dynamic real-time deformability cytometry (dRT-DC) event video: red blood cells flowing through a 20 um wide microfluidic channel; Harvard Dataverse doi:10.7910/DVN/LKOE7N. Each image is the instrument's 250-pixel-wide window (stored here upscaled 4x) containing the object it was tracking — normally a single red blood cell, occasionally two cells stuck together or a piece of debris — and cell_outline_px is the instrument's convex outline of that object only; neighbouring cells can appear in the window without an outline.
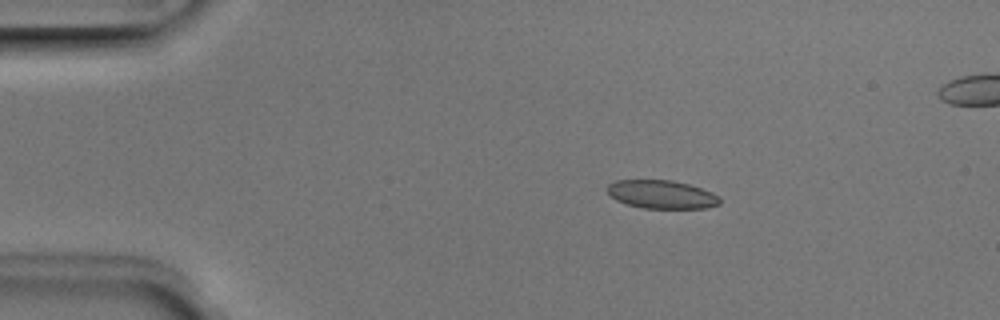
{"species": "Egyptian fruit bat (a non-hibernating species)", "species_latin": "Rousettus aegyptiacus", "temperature_condition": "room temperature", "stored_images_in_passage": 44, "segment_of_instrument_passage": [1, 2], "camera_frame_rate_fps": 3000, "um_per_image_px": 0.085, "animal": {"sex": "male"}, "frame": {"image": 1, "passage_image": 1, "time_ms": 0.0, "image_size_px": [1000, 320], "cell_outline_px": [[720, 204], [704, 208], [640, 208], [624, 204], [616, 200], [608, 192], [608, 184], [616, 180], [672, 180], [688, 184], [712, 192], [720, 196]], "centroid_in_image_um": [56.23, 16.53], "position_along_channel_um": 28.8, "area_um2": 18.61}}
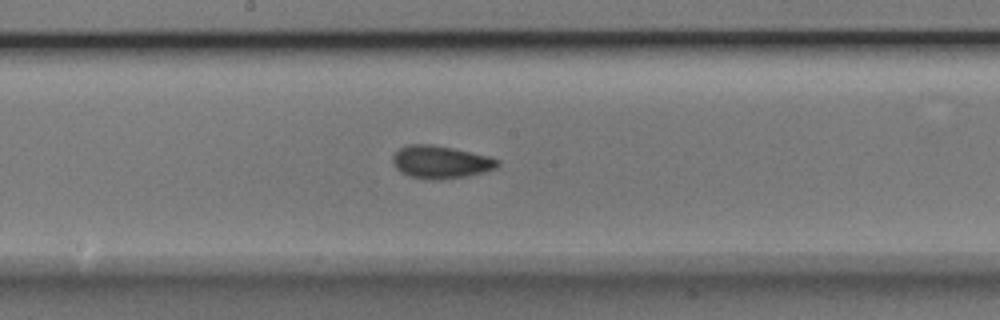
{"frame": {"image": 2, "passage_image": 19, "time_ms": 6.0, "image_size_px": [1000, 320], "cell_outline_px": [[500, 164], [496, 168], [464, 176], [440, 180], [436, 180], [408, 176], [400, 172], [392, 164], [392, 156], [400, 148], [408, 144], [432, 144], [452, 148], [488, 156], [500, 160]], "centroid_in_image_um": [37.41, 13.77], "position_along_channel_um": 210.8, "area_um2": 19.88}}
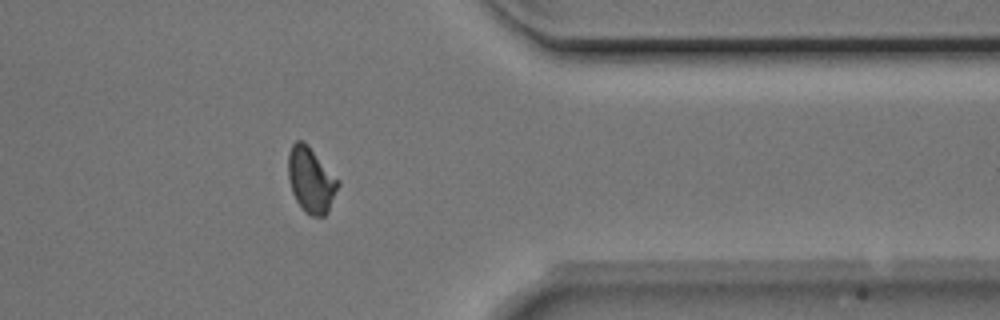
{"frame": {"image": 3, "passage_image": 33, "time_ms": 10.667, "image_size_px": [1000, 320], "cell_outline_px": [[340, 184], [328, 212], [324, 216], [312, 216], [304, 212], [296, 200], [292, 192], [288, 176], [288, 152], [292, 144], [296, 140], [304, 140], [308, 144], [340, 180]], "centroid_in_image_um": [26.44, 15.28], "position_along_channel_um": 385.0, "area_um2": 19.31}}